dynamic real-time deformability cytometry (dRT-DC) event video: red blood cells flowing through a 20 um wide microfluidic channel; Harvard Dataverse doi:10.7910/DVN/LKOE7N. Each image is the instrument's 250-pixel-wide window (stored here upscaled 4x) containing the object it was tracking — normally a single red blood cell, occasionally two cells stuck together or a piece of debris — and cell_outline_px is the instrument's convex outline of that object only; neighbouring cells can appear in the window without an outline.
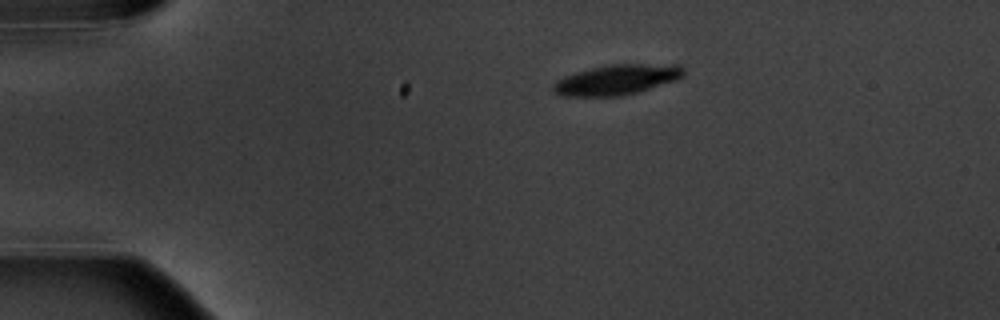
{"species": "common noctule bat (a hibernating species)", "species_latin": "Nyctalus noctula", "temperature_condition": "warm", "stored_images_in_passage": 4, "camera_frame_rate_fps": 3000, "um_per_image_px": 0.085, "animal": {"sex": "male", "body_mass_g": 20.1, "forearm_length_mm": 53.5}, "frame": {"image": 1, "passage_image": 1, "time_ms": 0.0, "image_size_px": [1000, 320], "cell_outline_px": [[684, 76], [676, 80], [636, 92], [620, 96], [560, 96], [552, 92], [552, 84], [556, 80], [564, 76], [576, 72], [592, 68], [612, 64], [680, 64], [684, 68]], "centroid_in_image_um": [52.41, 6.77], "position_along_channel_um": 32.6, "area_um2": 23.0}}
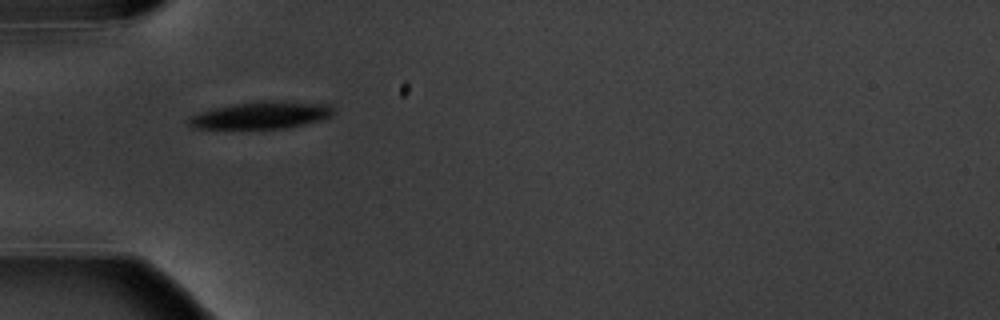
{"frame": {"image": 2, "passage_image": 3, "time_ms": 2.333, "image_size_px": [1000, 320], "cell_outline_px": [[336, 112], [332, 116], [320, 120], [304, 124], [284, 128], [192, 128], [188, 124], [188, 116], [212, 108], [260, 100], [284, 100], [332, 104], [336, 108]], "centroid_in_image_um": [22.28, 9.76], "position_along_channel_um": 62.7, "area_um2": 23.29}}